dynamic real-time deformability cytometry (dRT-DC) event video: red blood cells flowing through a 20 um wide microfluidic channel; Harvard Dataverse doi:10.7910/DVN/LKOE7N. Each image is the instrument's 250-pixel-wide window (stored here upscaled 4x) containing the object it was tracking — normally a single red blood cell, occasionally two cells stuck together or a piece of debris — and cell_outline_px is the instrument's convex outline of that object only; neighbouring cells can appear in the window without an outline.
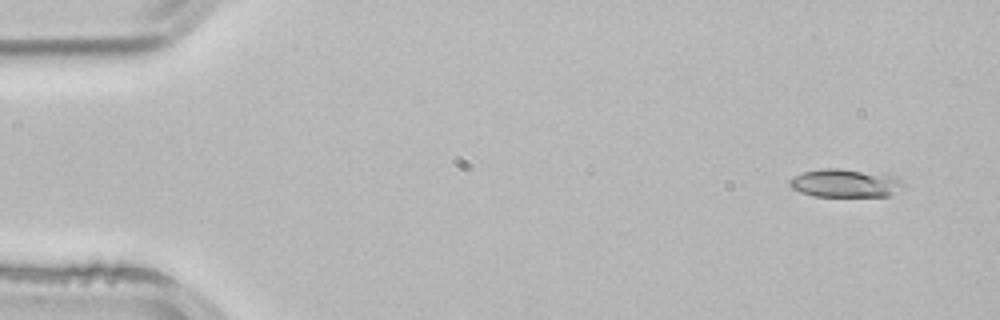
{"species": "common noctule bat (a hibernating species)", "species_latin": "Nyctalus noctula", "temperature_condition": "room temperature", "stored_images_in_passage": 3, "camera_frame_rate_fps": 3000, "um_per_image_px": 0.085, "animal": {"sex": "male", "body_mass_g": 21.5, "forearm_length_mm": 52.0}, "frame": {"image": 1, "passage_image": 1, "time_ms": 0.0, "image_size_px": [1000, 320], "cell_outline_px": [[904, 188], [888, 196], [812, 196], [800, 192], [792, 188], [788, 184], [788, 180], [804, 172], [820, 168], [836, 168], [892, 176], [900, 180], [904, 184]], "centroid_in_image_um": [71.8, 15.58], "position_along_channel_um": 13.2, "area_um2": 18.44}}